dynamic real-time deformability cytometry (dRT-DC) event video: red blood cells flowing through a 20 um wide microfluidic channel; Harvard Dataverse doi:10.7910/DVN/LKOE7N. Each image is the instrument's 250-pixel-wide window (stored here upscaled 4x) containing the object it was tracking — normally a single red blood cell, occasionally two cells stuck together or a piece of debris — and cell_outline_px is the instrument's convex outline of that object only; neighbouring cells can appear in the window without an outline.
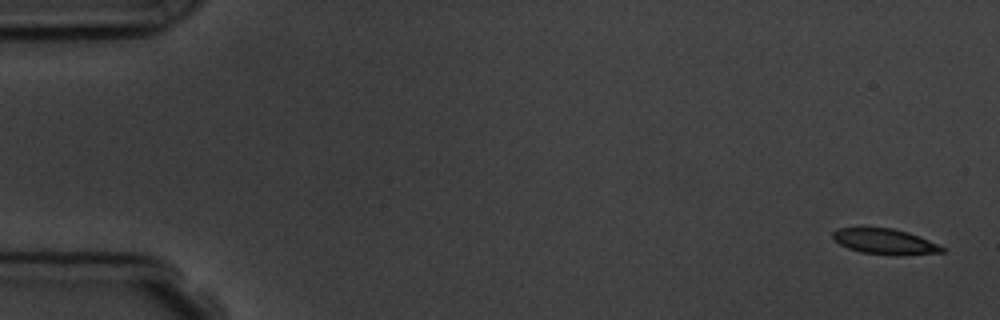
{"species": "common noctule bat (a hibernating species)", "species_latin": "Nyctalus noctula", "temperature_condition": "room temperature", "stored_images_in_passage": 5, "camera_frame_rate_fps": 3000, "um_per_image_px": 0.085, "animal": {"sex": "male", "body_mass_g": 19.5, "forearm_length_mm": 54.6}, "frame": {"image": 1, "passage_image": 1, "time_ms": 0.0, "image_size_px": [1000, 320], "cell_outline_px": [[944, 252], [900, 256], [896, 256], [860, 252], [848, 248], [840, 244], [832, 236], [832, 232], [836, 228], [892, 228], [908, 232], [920, 236], [944, 248]], "centroid_in_image_um": [75.21, 20.54], "position_along_channel_um": 9.8, "area_um2": 16.24}}
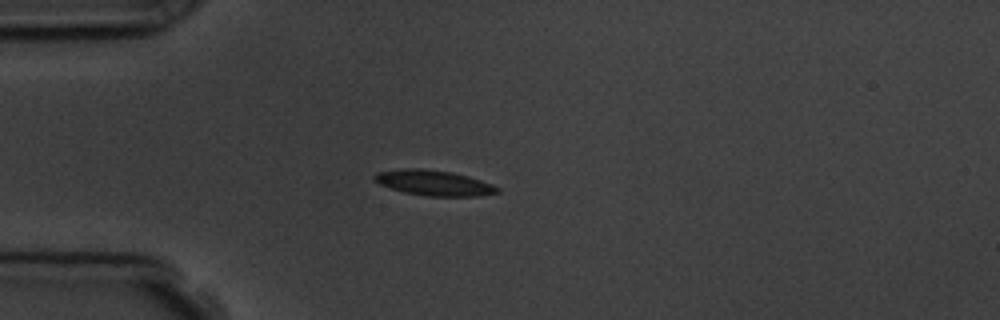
{"frame": {"image": 2, "passage_image": 5, "time_ms": 4.333, "image_size_px": [1000, 320], "cell_outline_px": [[500, 192], [480, 196], [424, 196], [404, 192], [380, 184], [372, 180], [372, 176], [376, 172], [400, 168], [420, 168], [452, 172], [468, 176], [492, 184], [500, 188]], "centroid_in_image_um": [36.85, 15.54], "position_along_channel_um": 48.1, "area_um2": 18.32}}